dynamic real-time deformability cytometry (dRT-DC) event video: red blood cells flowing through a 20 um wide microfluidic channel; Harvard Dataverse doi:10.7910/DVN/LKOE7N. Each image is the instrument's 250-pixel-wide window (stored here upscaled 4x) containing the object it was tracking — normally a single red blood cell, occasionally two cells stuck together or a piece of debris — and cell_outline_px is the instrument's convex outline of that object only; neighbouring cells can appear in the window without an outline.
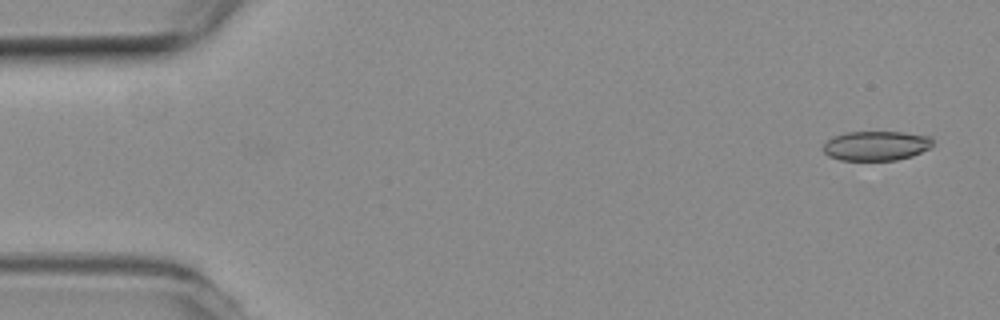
{"species": "common noctule bat (a hibernating species)", "species_latin": "Nyctalus noctula", "temperature_condition": "room temperature", "stored_images_in_passage": 6, "camera_frame_rate_fps": 3000, "um_per_image_px": 0.085, "animal": {"sex": "female", "body_mass_g": 19.3, "forearm_length_mm": 54.1}, "frame": {"image": 1, "passage_image": 1, "time_ms": 0.0, "image_size_px": [1000, 320], "cell_outline_px": [[932, 148], [912, 156], [896, 160], [840, 160], [828, 156], [824, 152], [824, 144], [832, 136], [844, 132], [904, 132], [932, 136]], "centroid_in_image_um": [74.5, 12.38], "position_along_channel_um": 10.5, "area_um2": 19.07}}
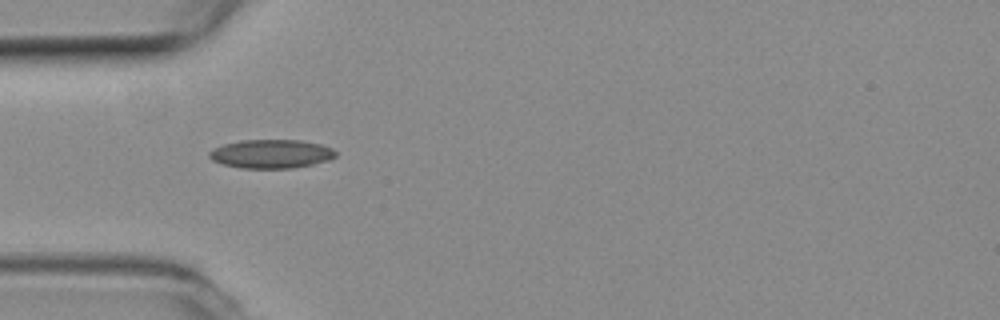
{"frame": {"image": 2, "passage_image": 5, "time_ms": 1.333, "image_size_px": [1000, 320], "cell_outline_px": [[336, 156], [328, 160], [312, 164], [292, 168], [240, 168], [220, 164], [212, 160], [208, 156], [208, 152], [212, 148], [224, 144], [240, 140], [300, 140], [320, 144], [332, 148], [336, 152]], "centroid_in_image_um": [23.0, 13.08], "position_along_channel_um": 62.0, "area_um2": 21.27}}
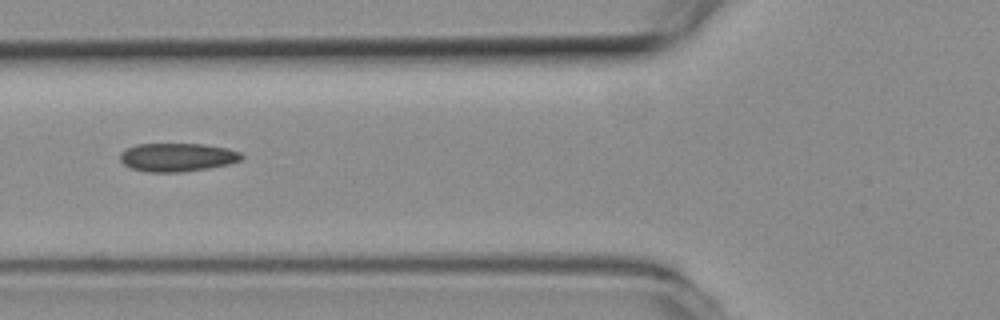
{"frame": {"image": 3, "passage_image": 6, "time_ms": 1.667, "image_size_px": [1000, 320], "cell_outline_px": [[244, 156], [240, 160], [228, 164], [208, 168], [180, 172], [148, 172], [132, 168], [124, 164], [120, 160], [120, 152], [136, 144], [204, 144], [228, 148], [240, 152]], "centroid_in_image_um": [15.07, 13.36], "position_along_channel_um": 110.7, "area_um2": 20.06}}